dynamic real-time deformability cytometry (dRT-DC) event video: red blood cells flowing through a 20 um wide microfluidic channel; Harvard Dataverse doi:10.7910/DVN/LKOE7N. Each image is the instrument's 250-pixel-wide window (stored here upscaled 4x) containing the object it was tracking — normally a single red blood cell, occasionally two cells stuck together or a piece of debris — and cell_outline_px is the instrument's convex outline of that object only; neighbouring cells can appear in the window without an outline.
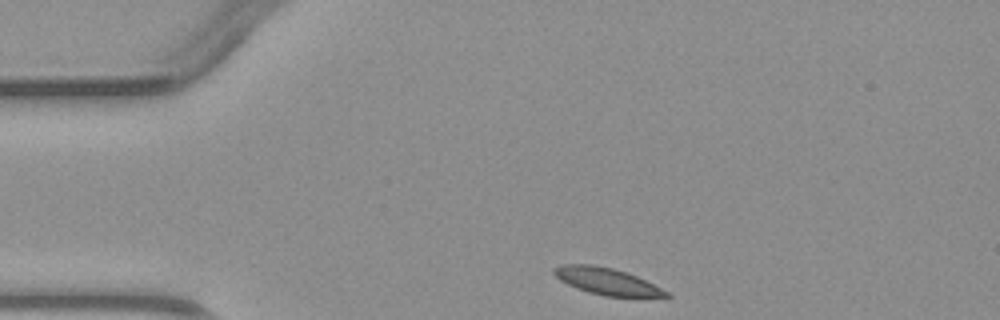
{"species": "common noctule bat (a hibernating species)", "species_latin": "Nyctalus noctula", "temperature_condition": "warm", "stored_images_in_passage": 2, "camera_frame_rate_fps": 3000, "um_per_image_px": 0.085, "animal": {"sex": "male", "body_mass_g": 23.1, "forearm_length_mm": 52.7}, "frame": {"image": 1, "passage_image": 1, "time_ms": 0.0, "image_size_px": [1000, 320], "cell_outline_px": [[672, 296], [604, 296], [588, 292], [576, 288], [560, 280], [552, 272], [552, 268], [560, 264], [592, 264], [612, 268], [636, 276], [668, 292]], "centroid_in_image_um": [51.48, 23.89], "position_along_channel_um": 33.5, "area_um2": 17.17}}